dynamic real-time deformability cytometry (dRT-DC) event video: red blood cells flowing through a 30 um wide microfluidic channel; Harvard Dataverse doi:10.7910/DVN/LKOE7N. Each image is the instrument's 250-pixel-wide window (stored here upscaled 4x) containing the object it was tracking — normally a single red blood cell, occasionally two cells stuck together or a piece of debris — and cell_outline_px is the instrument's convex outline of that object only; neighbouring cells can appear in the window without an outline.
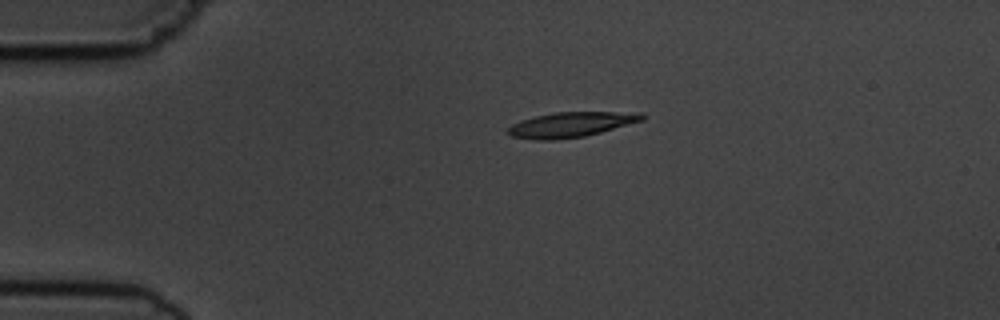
{"species": "common noctule bat (a hibernating species)", "species_latin": "Nyctalus noctula", "temperature_condition": "cold", "stored_images_in_passage": 2, "camera_frame_rate_fps": 3000, "um_per_image_px": 0.085, "animal": {"sex": "male", "body_mass_g": 19.5, "forearm_length_mm": 54.6}, "frame": {"image": 1, "passage_image": 1, "time_ms": 0.0, "image_size_px": [1000, 320], "cell_outline_px": [[644, 120], [600, 132], [584, 136], [556, 140], [536, 140], [512, 136], [508, 132], [508, 128], [512, 124], [520, 120], [552, 112], [640, 112], [644, 116]], "centroid_in_image_um": [48.53, 10.58], "position_along_channel_um": 36.5, "area_um2": 19.48}}